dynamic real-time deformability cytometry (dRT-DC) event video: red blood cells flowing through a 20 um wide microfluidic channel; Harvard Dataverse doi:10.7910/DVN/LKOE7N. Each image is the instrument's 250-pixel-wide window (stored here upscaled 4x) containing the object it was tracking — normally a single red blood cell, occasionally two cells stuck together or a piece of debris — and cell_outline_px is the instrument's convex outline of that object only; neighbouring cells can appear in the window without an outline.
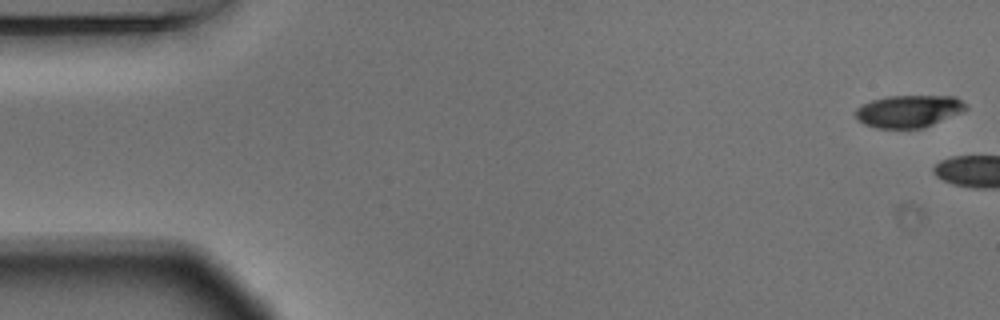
{"species": "Egyptian fruit bat (a non-hibernating species)", "species_latin": "Rousettus aegyptiacus", "temperature_condition": "warm", "stored_images_in_passage": 4, "camera_frame_rate_fps": 3000, "um_per_image_px": 0.085, "animal": {"sex": "male"}, "frame": {"image": 1, "passage_image": 1, "time_ms": 0.0, "image_size_px": [1000, 320], "cell_outline_px": [[968, 108], [960, 112], [924, 128], [876, 128], [864, 124], [856, 116], [856, 108], [860, 104], [872, 100], [888, 96], [956, 96], [968, 104]], "centroid_in_image_um": [77.24, 9.44], "position_along_channel_um": 7.8, "area_um2": 20.75}}